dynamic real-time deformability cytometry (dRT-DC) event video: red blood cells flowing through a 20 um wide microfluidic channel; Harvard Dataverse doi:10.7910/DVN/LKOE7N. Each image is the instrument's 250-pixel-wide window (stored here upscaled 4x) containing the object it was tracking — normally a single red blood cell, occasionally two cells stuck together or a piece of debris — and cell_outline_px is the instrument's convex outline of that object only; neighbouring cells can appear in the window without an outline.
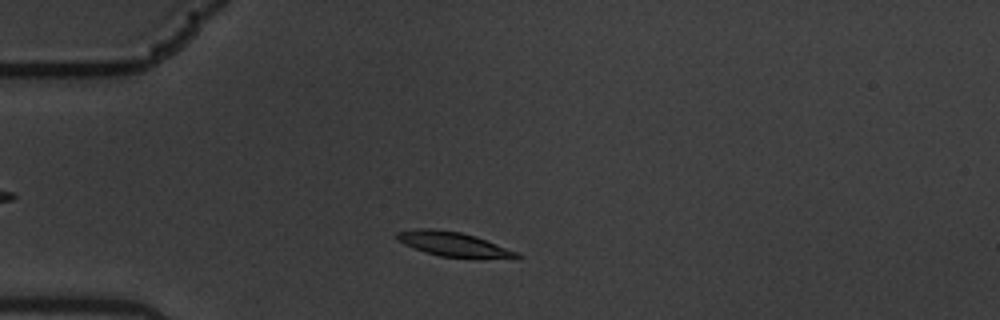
{"species": "common noctule bat (a hibernating species)", "species_latin": "Nyctalus noctula", "temperature_condition": "warm", "stored_images_in_passage": 34, "camera_frame_rate_fps": 3000, "um_per_image_px": 0.085, "animal": {"sex": "male", "body_mass_g": 19.5, "forearm_length_mm": 54.6}, "frame": {"image": 1, "passage_image": 7, "time_ms": 2.0, "image_size_px": [1000, 320], "cell_outline_px": [[524, 256], [520, 260], [516, 260], [440, 256], [424, 252], [404, 244], [396, 240], [396, 232], [416, 228], [436, 228], [460, 232], [476, 236], [516, 252]], "centroid_in_image_um": [38.59, 20.77], "position_along_channel_um": 46.4, "area_um2": 17.51}}
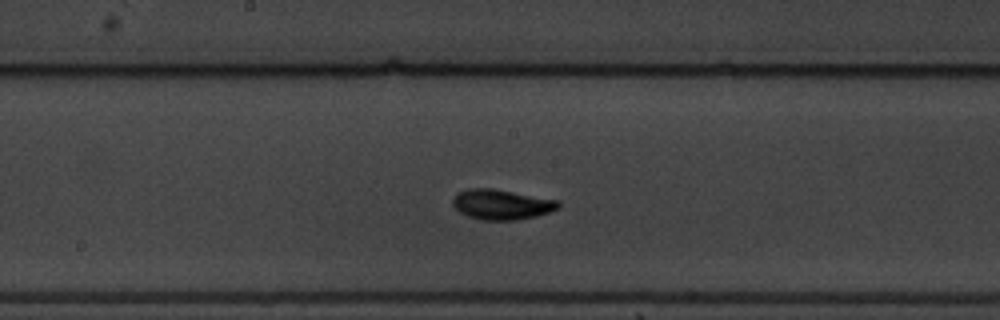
{"frame": {"image": 2, "passage_image": 23, "time_ms": 7.333, "image_size_px": [1000, 320], "cell_outline_px": [[560, 208], [536, 216], [516, 220], [484, 220], [468, 216], [460, 212], [452, 204], [452, 200], [460, 192], [468, 188], [492, 188], [560, 200]], "centroid_in_image_um": [42.67, 17.37], "position_along_channel_um": 205.5, "area_um2": 18.5}}
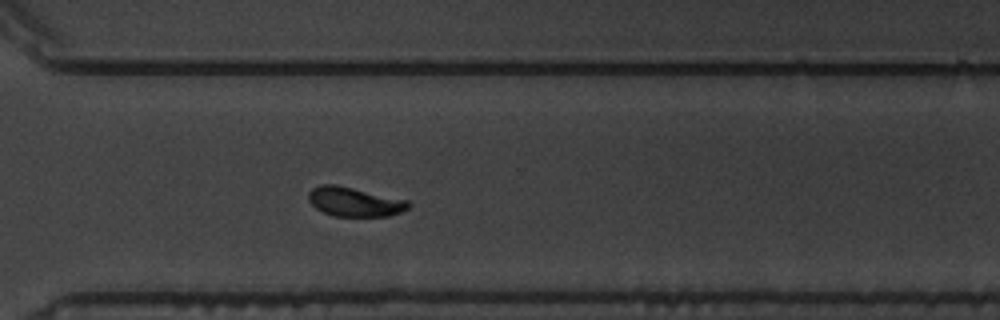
{"frame": {"image": 3, "passage_image": 34, "time_ms": 11.0, "image_size_px": [1000, 320], "cell_outline_px": [[412, 204], [408, 208], [400, 212], [388, 216], [332, 216], [316, 208], [308, 200], [308, 192], [312, 188], [320, 184], [336, 184], [408, 200]], "centroid_in_image_um": [30.12, 17.14], "position_along_channel_um": 340.5, "area_um2": 17.11}}